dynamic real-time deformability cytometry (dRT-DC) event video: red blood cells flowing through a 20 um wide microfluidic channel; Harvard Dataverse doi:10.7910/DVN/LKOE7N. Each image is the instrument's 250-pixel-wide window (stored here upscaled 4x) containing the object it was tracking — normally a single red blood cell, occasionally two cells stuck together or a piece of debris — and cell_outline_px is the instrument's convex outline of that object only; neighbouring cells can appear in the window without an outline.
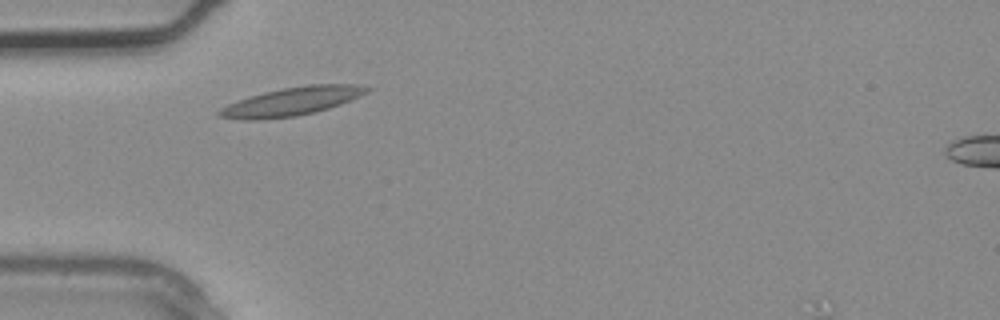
{"species": "common noctule bat (a hibernating species)", "species_latin": "Nyctalus noctula", "temperature_condition": "warm", "stored_images_in_passage": 2, "camera_frame_rate_fps": 3000, "um_per_image_px": 0.085, "animal": {"sex": "male", "body_mass_g": 20.4}, "frame": {"image": 1, "passage_image": 2, "time_ms": 0.333, "image_size_px": [1000, 320], "cell_outline_px": [[372, 88], [368, 92], [360, 96], [340, 104], [316, 112], [296, 116], [256, 120], [244, 120], [216, 116], [216, 112], [220, 108], [236, 100], [264, 92], [284, 88], [308, 84], [356, 84]], "centroid_in_image_um": [24.77, 8.62], "position_along_channel_um": 60.2, "area_um2": 24.45}}